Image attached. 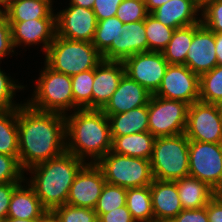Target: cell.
<instances>
[{"label":"cell","mask_w":222,"mask_h":222,"mask_svg":"<svg viewBox=\"0 0 222 222\" xmlns=\"http://www.w3.org/2000/svg\"><path fill=\"white\" fill-rule=\"evenodd\" d=\"M19 163L24 171L66 151L65 115L39 111L24 103L17 108Z\"/></svg>","instance_id":"1"},{"label":"cell","mask_w":222,"mask_h":222,"mask_svg":"<svg viewBox=\"0 0 222 222\" xmlns=\"http://www.w3.org/2000/svg\"><path fill=\"white\" fill-rule=\"evenodd\" d=\"M66 151L97 163L112 148L109 119L102 110L77 109L65 114Z\"/></svg>","instance_id":"2"},{"label":"cell","mask_w":222,"mask_h":222,"mask_svg":"<svg viewBox=\"0 0 222 222\" xmlns=\"http://www.w3.org/2000/svg\"><path fill=\"white\" fill-rule=\"evenodd\" d=\"M85 164L82 159L65 151L26 170L25 180L34 189L42 206L51 213L56 207L66 204L71 185Z\"/></svg>","instance_id":"3"},{"label":"cell","mask_w":222,"mask_h":222,"mask_svg":"<svg viewBox=\"0 0 222 222\" xmlns=\"http://www.w3.org/2000/svg\"><path fill=\"white\" fill-rule=\"evenodd\" d=\"M40 63L44 64L38 70V78L31 79L30 87L34 89L30 90V96L24 97L25 102L36 110L64 115L77 110L74 105L71 77L53 70L45 62Z\"/></svg>","instance_id":"4"},{"label":"cell","mask_w":222,"mask_h":222,"mask_svg":"<svg viewBox=\"0 0 222 222\" xmlns=\"http://www.w3.org/2000/svg\"><path fill=\"white\" fill-rule=\"evenodd\" d=\"M42 59L53 70L72 77L95 69L102 56L90 42L73 41L56 35Z\"/></svg>","instance_id":"5"},{"label":"cell","mask_w":222,"mask_h":222,"mask_svg":"<svg viewBox=\"0 0 222 222\" xmlns=\"http://www.w3.org/2000/svg\"><path fill=\"white\" fill-rule=\"evenodd\" d=\"M150 163L154 179L176 181L189 176V140L185 133L155 137Z\"/></svg>","instance_id":"6"},{"label":"cell","mask_w":222,"mask_h":222,"mask_svg":"<svg viewBox=\"0 0 222 222\" xmlns=\"http://www.w3.org/2000/svg\"><path fill=\"white\" fill-rule=\"evenodd\" d=\"M103 171L106 183L123 188L150 185L154 178L150 160L129 157L109 151L96 163Z\"/></svg>","instance_id":"7"},{"label":"cell","mask_w":222,"mask_h":222,"mask_svg":"<svg viewBox=\"0 0 222 222\" xmlns=\"http://www.w3.org/2000/svg\"><path fill=\"white\" fill-rule=\"evenodd\" d=\"M189 104L152 94L148 103V130L154 137L185 133Z\"/></svg>","instance_id":"8"},{"label":"cell","mask_w":222,"mask_h":222,"mask_svg":"<svg viewBox=\"0 0 222 222\" xmlns=\"http://www.w3.org/2000/svg\"><path fill=\"white\" fill-rule=\"evenodd\" d=\"M189 176L215 190L222 179V143L189 141Z\"/></svg>","instance_id":"9"},{"label":"cell","mask_w":222,"mask_h":222,"mask_svg":"<svg viewBox=\"0 0 222 222\" xmlns=\"http://www.w3.org/2000/svg\"><path fill=\"white\" fill-rule=\"evenodd\" d=\"M185 135L189 141L222 143V117L216 105L200 100L189 105Z\"/></svg>","instance_id":"10"},{"label":"cell","mask_w":222,"mask_h":222,"mask_svg":"<svg viewBox=\"0 0 222 222\" xmlns=\"http://www.w3.org/2000/svg\"><path fill=\"white\" fill-rule=\"evenodd\" d=\"M55 7L57 36L92 43L98 24L93 9L76 5H66L60 9Z\"/></svg>","instance_id":"11"},{"label":"cell","mask_w":222,"mask_h":222,"mask_svg":"<svg viewBox=\"0 0 222 222\" xmlns=\"http://www.w3.org/2000/svg\"><path fill=\"white\" fill-rule=\"evenodd\" d=\"M8 23L11 26L12 43L17 55H20L23 49L25 52L30 47L34 48V46H37V49L40 47V52H42L40 54L45 55L56 36V18L8 21ZM18 48H20V51H18Z\"/></svg>","instance_id":"12"},{"label":"cell","mask_w":222,"mask_h":222,"mask_svg":"<svg viewBox=\"0 0 222 222\" xmlns=\"http://www.w3.org/2000/svg\"><path fill=\"white\" fill-rule=\"evenodd\" d=\"M125 74L154 94L162 82L169 63L162 52L134 54L123 61Z\"/></svg>","instance_id":"13"},{"label":"cell","mask_w":222,"mask_h":222,"mask_svg":"<svg viewBox=\"0 0 222 222\" xmlns=\"http://www.w3.org/2000/svg\"><path fill=\"white\" fill-rule=\"evenodd\" d=\"M153 95L191 105L199 101V76L186 65L169 64Z\"/></svg>","instance_id":"14"},{"label":"cell","mask_w":222,"mask_h":222,"mask_svg":"<svg viewBox=\"0 0 222 222\" xmlns=\"http://www.w3.org/2000/svg\"><path fill=\"white\" fill-rule=\"evenodd\" d=\"M105 183L102 169L96 163H86L76 175L66 203L94 209Z\"/></svg>","instance_id":"15"},{"label":"cell","mask_w":222,"mask_h":222,"mask_svg":"<svg viewBox=\"0 0 222 222\" xmlns=\"http://www.w3.org/2000/svg\"><path fill=\"white\" fill-rule=\"evenodd\" d=\"M185 65L198 76L217 66L214 32L201 22L194 24V35Z\"/></svg>","instance_id":"16"},{"label":"cell","mask_w":222,"mask_h":222,"mask_svg":"<svg viewBox=\"0 0 222 222\" xmlns=\"http://www.w3.org/2000/svg\"><path fill=\"white\" fill-rule=\"evenodd\" d=\"M124 29L116 43L101 55L102 60L124 61L126 58L141 52H148V40L146 37L144 20L131 23H123Z\"/></svg>","instance_id":"17"},{"label":"cell","mask_w":222,"mask_h":222,"mask_svg":"<svg viewBox=\"0 0 222 222\" xmlns=\"http://www.w3.org/2000/svg\"><path fill=\"white\" fill-rule=\"evenodd\" d=\"M125 74L123 61L102 60L94 69L92 109L102 110Z\"/></svg>","instance_id":"18"},{"label":"cell","mask_w":222,"mask_h":222,"mask_svg":"<svg viewBox=\"0 0 222 222\" xmlns=\"http://www.w3.org/2000/svg\"><path fill=\"white\" fill-rule=\"evenodd\" d=\"M152 96L146 88L124 74L118 88L102 109L104 114H120L149 103Z\"/></svg>","instance_id":"19"},{"label":"cell","mask_w":222,"mask_h":222,"mask_svg":"<svg viewBox=\"0 0 222 222\" xmlns=\"http://www.w3.org/2000/svg\"><path fill=\"white\" fill-rule=\"evenodd\" d=\"M160 23L173 29L201 22L200 0H169L152 13Z\"/></svg>","instance_id":"20"},{"label":"cell","mask_w":222,"mask_h":222,"mask_svg":"<svg viewBox=\"0 0 222 222\" xmlns=\"http://www.w3.org/2000/svg\"><path fill=\"white\" fill-rule=\"evenodd\" d=\"M150 192L154 221H171L183 210L175 181L154 179Z\"/></svg>","instance_id":"21"},{"label":"cell","mask_w":222,"mask_h":222,"mask_svg":"<svg viewBox=\"0 0 222 222\" xmlns=\"http://www.w3.org/2000/svg\"><path fill=\"white\" fill-rule=\"evenodd\" d=\"M47 213L34 189L24 180L12 194L7 218L42 219Z\"/></svg>","instance_id":"22"},{"label":"cell","mask_w":222,"mask_h":222,"mask_svg":"<svg viewBox=\"0 0 222 222\" xmlns=\"http://www.w3.org/2000/svg\"><path fill=\"white\" fill-rule=\"evenodd\" d=\"M57 0H11L4 9L8 21L56 18Z\"/></svg>","instance_id":"23"},{"label":"cell","mask_w":222,"mask_h":222,"mask_svg":"<svg viewBox=\"0 0 222 222\" xmlns=\"http://www.w3.org/2000/svg\"><path fill=\"white\" fill-rule=\"evenodd\" d=\"M183 209H199L208 204L215 191L207 183L192 176L175 181Z\"/></svg>","instance_id":"24"},{"label":"cell","mask_w":222,"mask_h":222,"mask_svg":"<svg viewBox=\"0 0 222 222\" xmlns=\"http://www.w3.org/2000/svg\"><path fill=\"white\" fill-rule=\"evenodd\" d=\"M110 123L111 137L147 132L148 104L120 114H106Z\"/></svg>","instance_id":"25"},{"label":"cell","mask_w":222,"mask_h":222,"mask_svg":"<svg viewBox=\"0 0 222 222\" xmlns=\"http://www.w3.org/2000/svg\"><path fill=\"white\" fill-rule=\"evenodd\" d=\"M111 138V152L150 160L155 137L149 131Z\"/></svg>","instance_id":"26"},{"label":"cell","mask_w":222,"mask_h":222,"mask_svg":"<svg viewBox=\"0 0 222 222\" xmlns=\"http://www.w3.org/2000/svg\"><path fill=\"white\" fill-rule=\"evenodd\" d=\"M126 207L136 222L154 221L150 185L128 188Z\"/></svg>","instance_id":"27"},{"label":"cell","mask_w":222,"mask_h":222,"mask_svg":"<svg viewBox=\"0 0 222 222\" xmlns=\"http://www.w3.org/2000/svg\"><path fill=\"white\" fill-rule=\"evenodd\" d=\"M194 35V24L175 29L167 47L162 51L169 64L185 65Z\"/></svg>","instance_id":"28"},{"label":"cell","mask_w":222,"mask_h":222,"mask_svg":"<svg viewBox=\"0 0 222 222\" xmlns=\"http://www.w3.org/2000/svg\"><path fill=\"white\" fill-rule=\"evenodd\" d=\"M17 108L0 111V153L18 156Z\"/></svg>","instance_id":"29"},{"label":"cell","mask_w":222,"mask_h":222,"mask_svg":"<svg viewBox=\"0 0 222 222\" xmlns=\"http://www.w3.org/2000/svg\"><path fill=\"white\" fill-rule=\"evenodd\" d=\"M1 65H3L2 61H0V111L16 109L25 101L22 98L18 100L17 93L21 92L22 94V91L24 93L27 90L29 92V88L17 78H13L9 72L6 73Z\"/></svg>","instance_id":"30"},{"label":"cell","mask_w":222,"mask_h":222,"mask_svg":"<svg viewBox=\"0 0 222 222\" xmlns=\"http://www.w3.org/2000/svg\"><path fill=\"white\" fill-rule=\"evenodd\" d=\"M123 22L116 16L98 21L92 44L102 55L121 35Z\"/></svg>","instance_id":"31"},{"label":"cell","mask_w":222,"mask_h":222,"mask_svg":"<svg viewBox=\"0 0 222 222\" xmlns=\"http://www.w3.org/2000/svg\"><path fill=\"white\" fill-rule=\"evenodd\" d=\"M222 99V66L199 76V100L215 104Z\"/></svg>","instance_id":"32"},{"label":"cell","mask_w":222,"mask_h":222,"mask_svg":"<svg viewBox=\"0 0 222 222\" xmlns=\"http://www.w3.org/2000/svg\"><path fill=\"white\" fill-rule=\"evenodd\" d=\"M144 25L148 40V51L162 52L171 40L175 29L160 23L151 14L145 18Z\"/></svg>","instance_id":"33"},{"label":"cell","mask_w":222,"mask_h":222,"mask_svg":"<svg viewBox=\"0 0 222 222\" xmlns=\"http://www.w3.org/2000/svg\"><path fill=\"white\" fill-rule=\"evenodd\" d=\"M74 105L78 109H92V84L94 69L83 71L71 77Z\"/></svg>","instance_id":"34"},{"label":"cell","mask_w":222,"mask_h":222,"mask_svg":"<svg viewBox=\"0 0 222 222\" xmlns=\"http://www.w3.org/2000/svg\"><path fill=\"white\" fill-rule=\"evenodd\" d=\"M126 192V188L105 183L101 195L98 198L97 204L94 208L97 216L102 213L110 212L111 210H114L118 207L125 206Z\"/></svg>","instance_id":"35"},{"label":"cell","mask_w":222,"mask_h":222,"mask_svg":"<svg viewBox=\"0 0 222 222\" xmlns=\"http://www.w3.org/2000/svg\"><path fill=\"white\" fill-rule=\"evenodd\" d=\"M51 213L58 222H98L96 212L88 207H76L66 203L56 207Z\"/></svg>","instance_id":"36"},{"label":"cell","mask_w":222,"mask_h":222,"mask_svg":"<svg viewBox=\"0 0 222 222\" xmlns=\"http://www.w3.org/2000/svg\"><path fill=\"white\" fill-rule=\"evenodd\" d=\"M201 23L215 33H222V0L201 1Z\"/></svg>","instance_id":"37"},{"label":"cell","mask_w":222,"mask_h":222,"mask_svg":"<svg viewBox=\"0 0 222 222\" xmlns=\"http://www.w3.org/2000/svg\"><path fill=\"white\" fill-rule=\"evenodd\" d=\"M149 14L144 0H123L115 16L123 23H131L145 20Z\"/></svg>","instance_id":"38"},{"label":"cell","mask_w":222,"mask_h":222,"mask_svg":"<svg viewBox=\"0 0 222 222\" xmlns=\"http://www.w3.org/2000/svg\"><path fill=\"white\" fill-rule=\"evenodd\" d=\"M24 180L25 171L19 163V157L0 153V184Z\"/></svg>","instance_id":"39"},{"label":"cell","mask_w":222,"mask_h":222,"mask_svg":"<svg viewBox=\"0 0 222 222\" xmlns=\"http://www.w3.org/2000/svg\"><path fill=\"white\" fill-rule=\"evenodd\" d=\"M16 54L12 43L11 26L8 23L5 11L0 9V61H4L8 57L13 58L14 55L18 57Z\"/></svg>","instance_id":"40"},{"label":"cell","mask_w":222,"mask_h":222,"mask_svg":"<svg viewBox=\"0 0 222 222\" xmlns=\"http://www.w3.org/2000/svg\"><path fill=\"white\" fill-rule=\"evenodd\" d=\"M123 0H94L93 11L97 21L114 17Z\"/></svg>","instance_id":"41"},{"label":"cell","mask_w":222,"mask_h":222,"mask_svg":"<svg viewBox=\"0 0 222 222\" xmlns=\"http://www.w3.org/2000/svg\"><path fill=\"white\" fill-rule=\"evenodd\" d=\"M21 183L22 182H10L0 184V220L4 221L7 218L12 194Z\"/></svg>","instance_id":"42"},{"label":"cell","mask_w":222,"mask_h":222,"mask_svg":"<svg viewBox=\"0 0 222 222\" xmlns=\"http://www.w3.org/2000/svg\"><path fill=\"white\" fill-rule=\"evenodd\" d=\"M173 222H209L207 205L199 209H183Z\"/></svg>","instance_id":"43"},{"label":"cell","mask_w":222,"mask_h":222,"mask_svg":"<svg viewBox=\"0 0 222 222\" xmlns=\"http://www.w3.org/2000/svg\"><path fill=\"white\" fill-rule=\"evenodd\" d=\"M98 222H136L128 208L125 206L118 207L107 213L98 216Z\"/></svg>","instance_id":"44"},{"label":"cell","mask_w":222,"mask_h":222,"mask_svg":"<svg viewBox=\"0 0 222 222\" xmlns=\"http://www.w3.org/2000/svg\"><path fill=\"white\" fill-rule=\"evenodd\" d=\"M209 222H222V196L215 195L207 204Z\"/></svg>","instance_id":"45"},{"label":"cell","mask_w":222,"mask_h":222,"mask_svg":"<svg viewBox=\"0 0 222 222\" xmlns=\"http://www.w3.org/2000/svg\"><path fill=\"white\" fill-rule=\"evenodd\" d=\"M215 52L217 55V65L222 66V33H215Z\"/></svg>","instance_id":"46"},{"label":"cell","mask_w":222,"mask_h":222,"mask_svg":"<svg viewBox=\"0 0 222 222\" xmlns=\"http://www.w3.org/2000/svg\"><path fill=\"white\" fill-rule=\"evenodd\" d=\"M69 2V3H68ZM65 5H76L83 8L92 9L94 5V0H66Z\"/></svg>","instance_id":"47"},{"label":"cell","mask_w":222,"mask_h":222,"mask_svg":"<svg viewBox=\"0 0 222 222\" xmlns=\"http://www.w3.org/2000/svg\"><path fill=\"white\" fill-rule=\"evenodd\" d=\"M169 0H144V3L147 7V11L151 14L155 9L162 6Z\"/></svg>","instance_id":"48"},{"label":"cell","mask_w":222,"mask_h":222,"mask_svg":"<svg viewBox=\"0 0 222 222\" xmlns=\"http://www.w3.org/2000/svg\"><path fill=\"white\" fill-rule=\"evenodd\" d=\"M41 219H16V218H6L4 222H40Z\"/></svg>","instance_id":"49"},{"label":"cell","mask_w":222,"mask_h":222,"mask_svg":"<svg viewBox=\"0 0 222 222\" xmlns=\"http://www.w3.org/2000/svg\"><path fill=\"white\" fill-rule=\"evenodd\" d=\"M40 222H58L57 219L52 215V213L48 212Z\"/></svg>","instance_id":"50"},{"label":"cell","mask_w":222,"mask_h":222,"mask_svg":"<svg viewBox=\"0 0 222 222\" xmlns=\"http://www.w3.org/2000/svg\"><path fill=\"white\" fill-rule=\"evenodd\" d=\"M10 2L11 0H0V9L4 10Z\"/></svg>","instance_id":"51"},{"label":"cell","mask_w":222,"mask_h":222,"mask_svg":"<svg viewBox=\"0 0 222 222\" xmlns=\"http://www.w3.org/2000/svg\"><path fill=\"white\" fill-rule=\"evenodd\" d=\"M214 191H215V195L222 196V179H221L220 185Z\"/></svg>","instance_id":"52"},{"label":"cell","mask_w":222,"mask_h":222,"mask_svg":"<svg viewBox=\"0 0 222 222\" xmlns=\"http://www.w3.org/2000/svg\"><path fill=\"white\" fill-rule=\"evenodd\" d=\"M215 105L218 109L220 116L222 117V99H220L218 102H216Z\"/></svg>","instance_id":"53"}]
</instances>
